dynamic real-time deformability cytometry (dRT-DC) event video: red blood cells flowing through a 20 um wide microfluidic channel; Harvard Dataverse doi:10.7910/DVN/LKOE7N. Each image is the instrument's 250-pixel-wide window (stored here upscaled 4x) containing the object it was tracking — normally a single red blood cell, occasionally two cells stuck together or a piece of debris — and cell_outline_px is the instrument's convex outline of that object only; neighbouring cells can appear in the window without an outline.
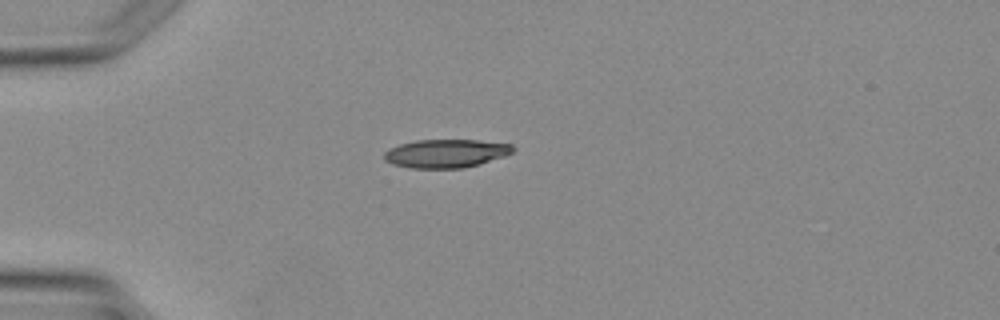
{"species": "Egyptian fruit bat (a non-hibernating species)", "species_latin": "Rousettus aegyptiacus", "temperature_condition": "warm", "stored_images_in_passage": 2, "camera_frame_rate_fps": 3000, "um_per_image_px": 0.085, "animal": {"sex": "female"}, "frame": {"image": 1, "passage_image": 1, "time_ms": 0.0, "image_size_px": [1000, 320], "cell_outline_px": [[516, 152], [480, 164], [464, 168], [412, 168], [392, 164], [384, 160], [384, 152], [388, 148], [400, 144], [416, 140], [476, 140], [512, 144], [516, 148]], "centroid_in_image_um": [37.92, 13.04], "position_along_channel_um": 47.1, "area_um2": 21.5}}